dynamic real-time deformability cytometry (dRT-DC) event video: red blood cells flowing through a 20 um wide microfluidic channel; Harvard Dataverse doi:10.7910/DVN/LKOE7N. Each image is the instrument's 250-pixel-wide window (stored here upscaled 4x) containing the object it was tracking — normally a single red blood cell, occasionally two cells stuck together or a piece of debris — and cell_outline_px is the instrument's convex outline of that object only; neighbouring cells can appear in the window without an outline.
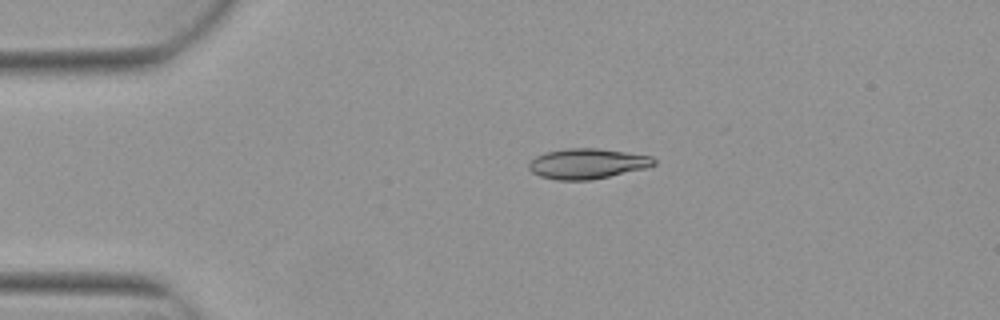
{"species": "Egyptian fruit bat (a non-hibernating species)", "species_latin": "Rousettus aegyptiacus", "temperature_condition": "warm", "stored_images_in_passage": 5, "camera_frame_rate_fps": 3000, "um_per_image_px": 0.085, "animal": {"sex": "female"}, "frame": {"image": 1, "passage_image": 3, "time_ms": 0.667, "image_size_px": [1000, 320], "cell_outline_px": [[656, 164], [644, 168], [592, 180], [556, 180], [540, 176], [532, 172], [528, 168], [528, 164], [536, 156], [548, 152], [568, 148], [596, 148], [652, 156], [656, 160]], "centroid_in_image_um": [49.91, 13.91], "position_along_channel_um": 35.1, "area_um2": 21.85}}